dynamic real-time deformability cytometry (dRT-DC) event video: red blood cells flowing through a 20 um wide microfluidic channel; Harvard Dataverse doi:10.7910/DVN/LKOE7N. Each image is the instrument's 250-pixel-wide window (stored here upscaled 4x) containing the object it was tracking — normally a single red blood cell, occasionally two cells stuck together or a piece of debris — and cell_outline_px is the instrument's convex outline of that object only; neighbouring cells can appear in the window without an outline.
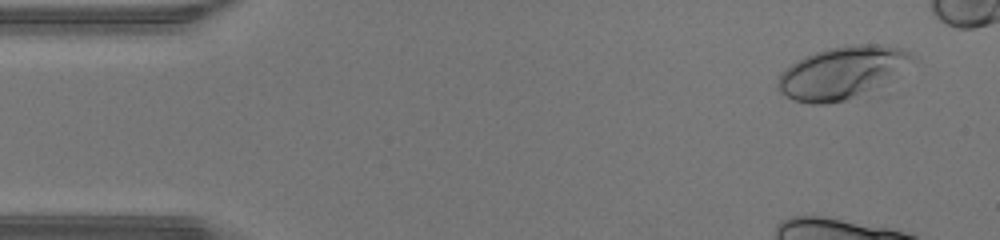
{"species": "human", "species_latin": "Homo sapiens", "temperature_condition": "warm", "stored_images_in_passage": 12, "camera_frame_rate_fps": 3000, "um_per_image_px": 0.085, "donor": {"sex": "male"}, "frame": {"image": 1, "passage_image": 3, "time_ms": 0.667, "image_size_px": [1000, 240], "cell_outline_px": [[916, 60], [880, 84], [848, 100], [824, 104], [812, 104], [792, 100], [784, 96], [780, 92], [776, 84], [776, 80], [780, 72], [804, 56], [828, 48], [856, 44], [884, 44], [900, 48], [916, 56]], "centroid_in_image_um": [71.51, 6.16], "position_along_channel_um": 13.5, "area_um2": 40.52}}